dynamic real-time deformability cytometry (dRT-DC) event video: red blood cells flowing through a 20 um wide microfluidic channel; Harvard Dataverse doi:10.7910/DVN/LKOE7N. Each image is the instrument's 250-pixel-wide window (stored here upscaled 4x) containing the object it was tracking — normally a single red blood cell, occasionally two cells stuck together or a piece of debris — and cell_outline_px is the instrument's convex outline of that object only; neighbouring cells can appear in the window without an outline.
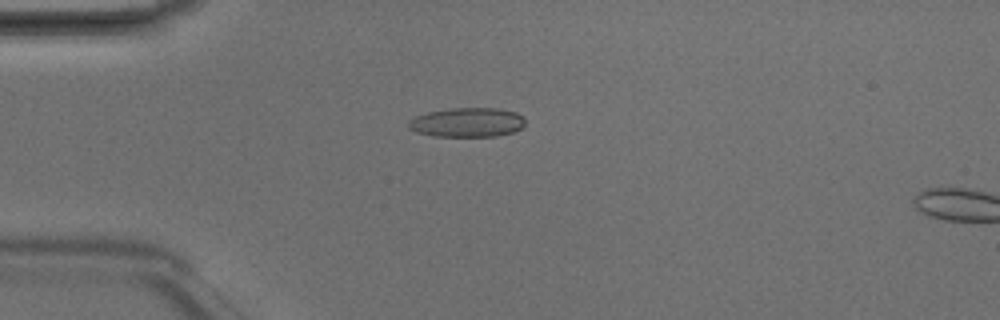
{"species": "Egyptian fruit bat (a non-hibernating species)", "species_latin": "Rousettus aegyptiacus", "temperature_condition": "room temperature", "stored_images_in_passage": 5, "camera_frame_rate_fps": 3000, "um_per_image_px": 0.085, "animal": {"sex": "male"}, "frame": {"image": 1, "passage_image": 4, "time_ms": 1.0, "image_size_px": [1000, 320], "cell_outline_px": [[524, 124], [520, 128], [512, 132], [496, 136], [436, 136], [416, 132], [408, 128], [408, 120], [416, 116], [428, 112], [452, 108], [496, 108], [516, 112], [524, 116]], "centroid_in_image_um": [39.7, 10.4], "position_along_channel_um": 45.3, "area_um2": 19.88}}